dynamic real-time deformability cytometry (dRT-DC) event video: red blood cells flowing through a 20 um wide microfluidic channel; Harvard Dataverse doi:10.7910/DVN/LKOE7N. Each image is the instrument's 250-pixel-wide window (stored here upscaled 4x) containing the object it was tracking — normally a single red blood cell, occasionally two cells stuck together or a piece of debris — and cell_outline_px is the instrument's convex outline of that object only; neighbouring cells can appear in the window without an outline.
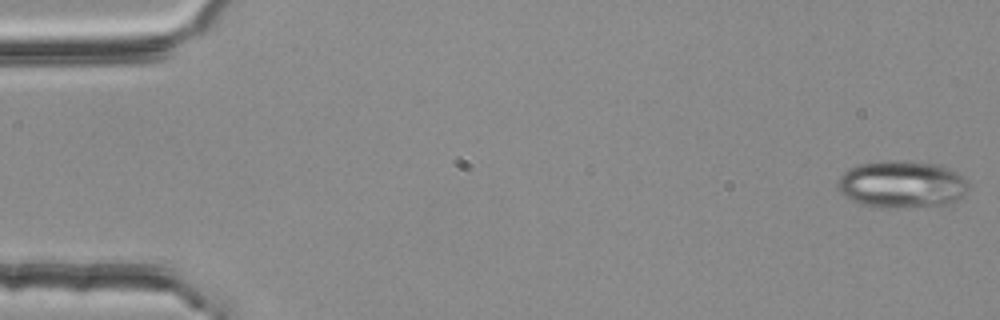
{"species": "common noctule bat (a hibernating species)", "species_latin": "Nyctalus noctula", "temperature_condition": "room temperature", "stored_images_in_passage": 54, "camera_frame_rate_fps": 3000, "um_per_image_px": 0.085, "animal": {"sex": "female", "body_mass_g": 25.1}, "frame": {"image": 1, "passage_image": 1, "time_ms": 0.0, "image_size_px": [1000, 320], "cell_outline_px": [[968, 188], [964, 196], [952, 204], [876, 208], [860, 204], [844, 196], [836, 188], [836, 180], [848, 168], [856, 164], [884, 160], [896, 160], [940, 164], [956, 172], [968, 184]], "centroid_in_image_um": [76.6, 15.66], "position_along_channel_um": 8.4, "area_um2": 36.36}}
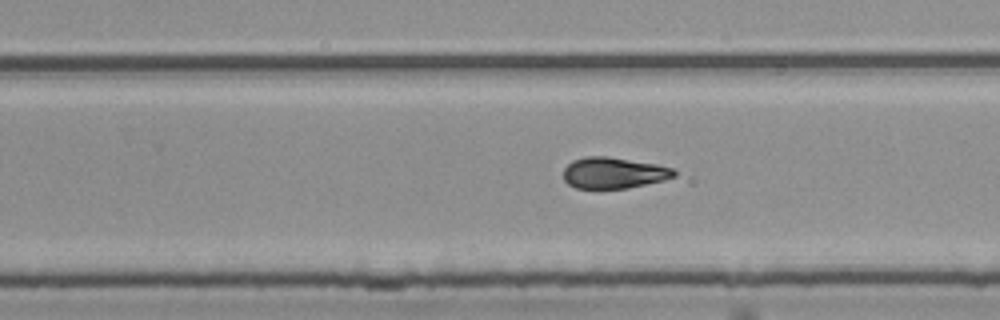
{"frame": {"image": 2, "passage_image": 34, "time_ms": 11.0, "image_size_px": [1000, 320], "cell_outline_px": [[676, 176], [664, 180], [628, 188], [576, 188], [568, 184], [564, 180], [564, 168], [572, 160], [584, 156], [608, 156], [656, 164], [676, 168]], "centroid_in_image_um": [52.17, 14.68], "position_along_channel_um": 277.6, "area_um2": 20.23}}
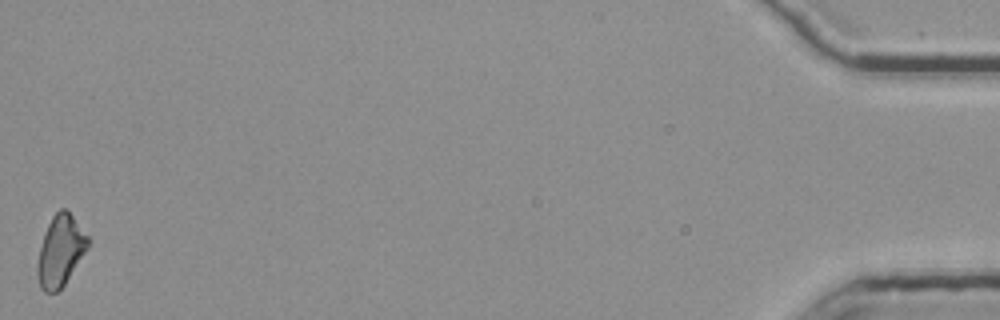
{"frame": {"image": 3, "passage_image": 54, "time_ms": 17.667, "image_size_px": [1000, 320], "cell_outline_px": [[88, 248], [64, 284], [56, 292], [44, 292], [40, 288], [36, 276], [36, 264], [44, 232], [52, 216], [60, 208], [64, 208], [72, 216], [88, 236]], "centroid_in_image_um": [5.1, 21.34], "position_along_channel_um": 430.1, "area_um2": 20.69}, "authors_computed_cell_mechanics": {"area_um2": 20.7791, "velocity_mm_per_s": 3.7843, "shape_relaxation_time_tau1_ms": 9.1843, "shape_relaxation_time_tau2_ms": 4.3343, "deformation_change_tau1": 0.2336, "deformation_change_tau2": 0.1035}}